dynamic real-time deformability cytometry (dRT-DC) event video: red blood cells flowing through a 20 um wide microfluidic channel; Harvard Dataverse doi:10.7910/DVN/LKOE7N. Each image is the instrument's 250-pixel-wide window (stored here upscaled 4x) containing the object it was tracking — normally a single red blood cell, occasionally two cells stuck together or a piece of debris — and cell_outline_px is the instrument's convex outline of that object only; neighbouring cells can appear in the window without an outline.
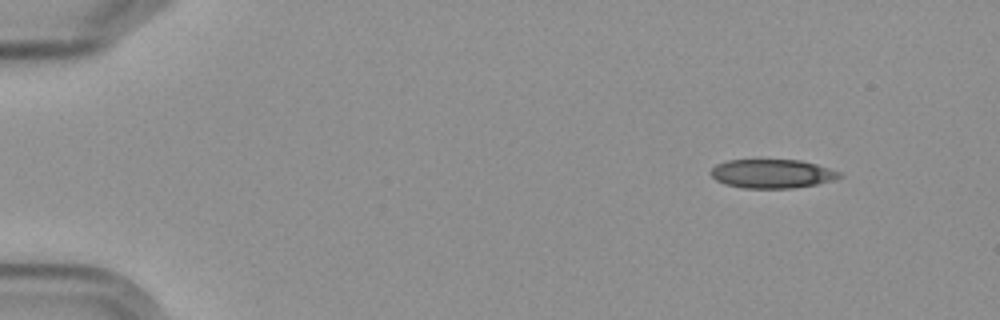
{"species": "Egyptian fruit bat (a non-hibernating species)", "species_latin": "Rousettus aegyptiacus", "temperature_condition": "cold", "stored_images_in_passage": 4, "camera_frame_rate_fps": 3000, "um_per_image_px": 0.085, "frame": {"image": 1, "passage_image": 1, "time_ms": 0.0, "image_size_px": [1000, 320], "cell_outline_px": [[844, 176], [832, 180], [816, 184], [796, 188], [744, 188], [728, 184], [716, 180], [708, 172], [716, 164], [728, 160], [800, 160], [816, 164], [840, 172]], "centroid_in_image_um": [65.63, 14.76], "position_along_channel_um": 19.4, "area_um2": 21.56}}